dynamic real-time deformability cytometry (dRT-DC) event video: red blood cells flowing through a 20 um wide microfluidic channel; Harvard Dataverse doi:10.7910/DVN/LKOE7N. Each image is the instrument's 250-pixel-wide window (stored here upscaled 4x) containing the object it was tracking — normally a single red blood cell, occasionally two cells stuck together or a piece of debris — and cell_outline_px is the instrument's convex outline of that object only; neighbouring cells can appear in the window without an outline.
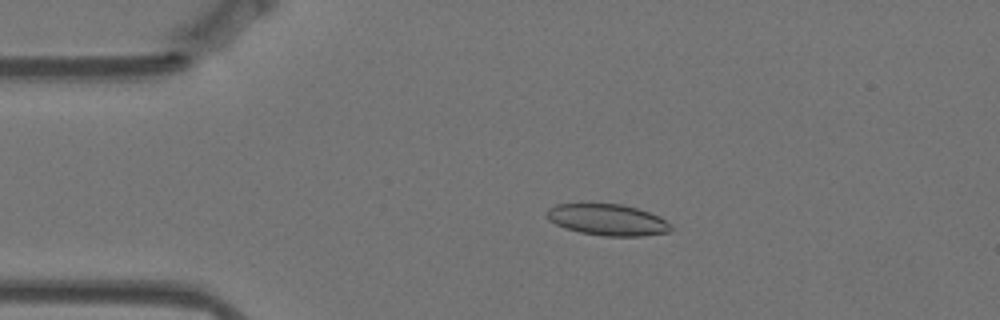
{"species": "Egyptian fruit bat (a non-hibernating species)", "species_latin": "Rousettus aegyptiacus", "temperature_condition": "warm", "stored_images_in_passage": 56, "camera_frame_rate_fps": 3000, "um_per_image_px": 0.085, "animal": {"sex": "female"}, "frame": {"image": 1, "passage_image": 10, "time_ms": 3.0, "image_size_px": [1000, 320], "cell_outline_px": [[672, 232], [644, 236], [604, 236], [580, 232], [564, 228], [548, 220], [548, 208], [556, 204], [620, 204], [636, 208], [660, 216], [672, 224]], "centroid_in_image_um": [51.69, 18.69], "position_along_channel_um": 33.3, "area_um2": 22.72}}
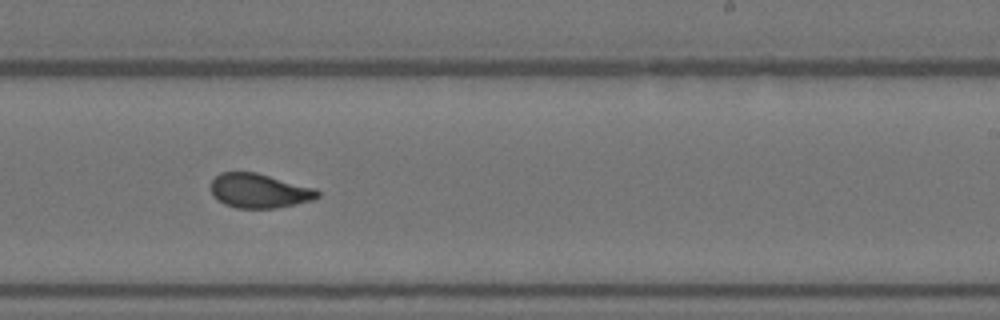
{"frame": {"image": 2, "passage_image": 33, "time_ms": 10.667, "image_size_px": [1000, 320], "cell_outline_px": [[320, 196], [312, 200], [296, 204], [276, 208], [236, 208], [224, 204], [212, 196], [212, 180], [220, 172], [256, 172], [316, 188], [320, 192]], "centroid_in_image_um": [22.05, 16.22], "position_along_channel_um": 267.0, "area_um2": 21.44}}
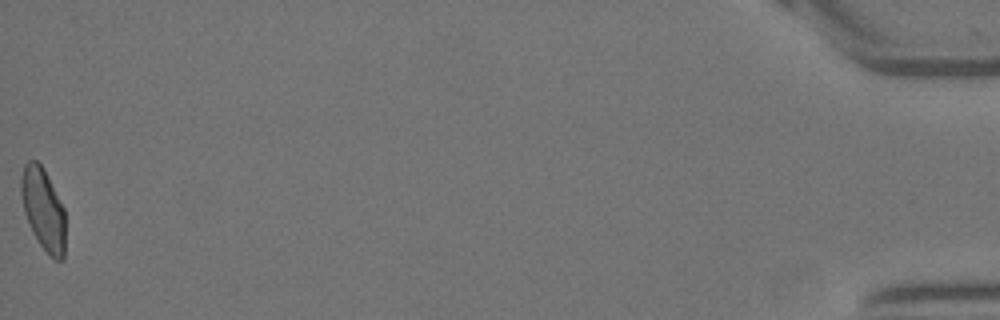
{"frame": {"image": 3, "passage_image": 56, "time_ms": 18.333, "image_size_px": [1000, 320], "cell_outline_px": [[64, 260], [56, 260], [40, 244], [32, 232], [24, 212], [20, 192], [20, 180], [24, 164], [28, 160], [36, 160], [44, 168], [64, 208]], "centroid_in_image_um": [3.65, 17.74], "position_along_channel_um": 431.5, "area_um2": 21.04}, "authors_computed_cell_mechanics": {"area_um2": 21.8484, "velocity_mm_per_s": 3.509, "shape_relaxation_time_tau1_ms": 8.9567, "shape_relaxation_time_tau2_ms": 1.2171, "deformation_change_tau1": 0.1763, "deformation_change_tau2": 0.063}}